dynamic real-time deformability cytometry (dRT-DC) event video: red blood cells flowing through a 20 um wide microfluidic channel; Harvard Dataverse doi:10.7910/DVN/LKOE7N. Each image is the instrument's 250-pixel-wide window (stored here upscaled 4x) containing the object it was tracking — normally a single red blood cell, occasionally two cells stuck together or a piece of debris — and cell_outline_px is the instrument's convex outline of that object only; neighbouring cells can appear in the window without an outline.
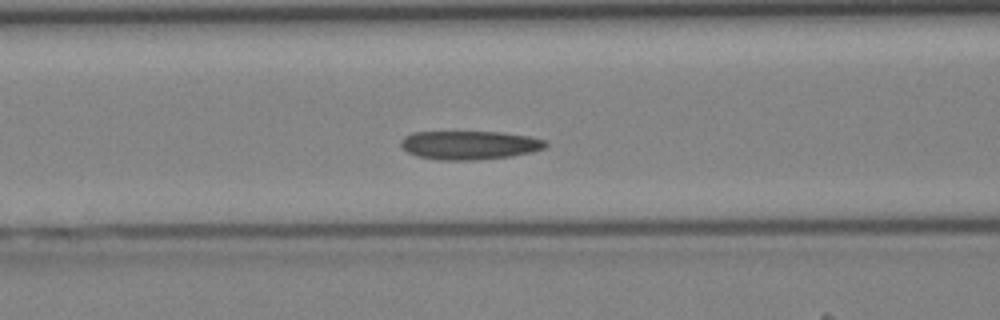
{"species": "Egyptian fruit bat (a non-hibernating species)", "species_latin": "Rousettus aegyptiacus", "temperature_condition": "cold", "stored_images_in_passage": 31, "camera_frame_rate_fps": 3000, "um_per_image_px": 0.085, "animal": {"sex": "female"}, "frame": {"image": 1, "passage_image": 13, "time_ms": 4.0, "image_size_px": [1000, 320], "cell_outline_px": [[548, 144], [544, 148], [532, 152], [512, 156], [472, 160], [440, 160], [416, 156], [408, 152], [400, 144], [400, 140], [404, 136], [412, 132], [500, 132], [528, 136], [544, 140]], "centroid_in_image_um": [39.88, 12.33], "position_along_channel_um": 126.7, "area_um2": 24.16}}
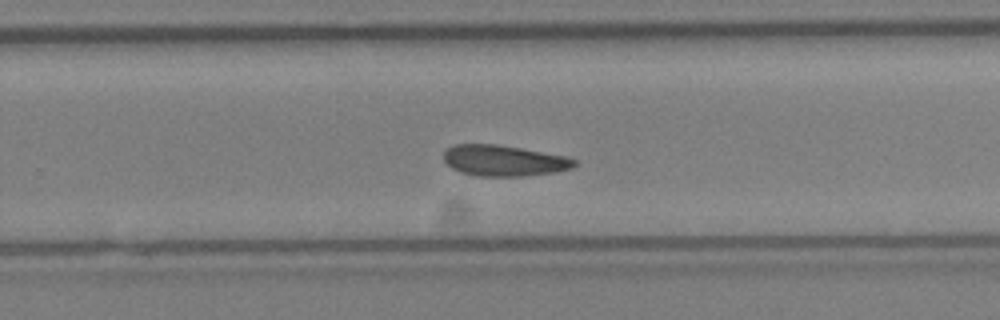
{"frame": {"image": 2, "passage_image": 23, "time_ms": 7.333, "image_size_px": [1000, 320], "cell_outline_px": [[576, 164], [572, 168], [552, 172], [524, 176], [476, 176], [460, 172], [452, 168], [444, 160], [444, 152], [452, 144], [496, 144], [520, 148], [564, 156], [576, 160]], "centroid_in_image_um": [42.79, 13.65], "position_along_channel_um": 287.0, "area_um2": 23.35}}
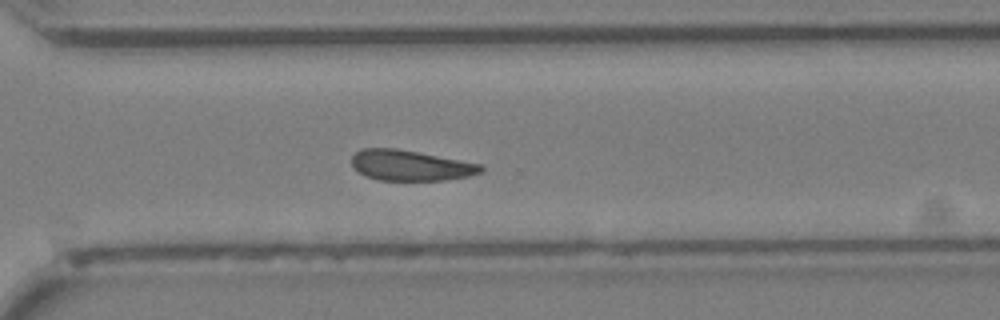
{"frame": {"image": 3, "passage_image": 26, "time_ms": 8.333, "image_size_px": [1000, 320], "cell_outline_px": [[484, 168], [480, 172], [468, 176], [444, 180], [376, 180], [364, 176], [352, 164], [352, 156], [356, 152], [364, 148], [396, 148], [480, 164]], "centroid_in_image_um": [34.85, 14.06], "position_along_channel_um": 335.8, "area_um2": 22.66}}